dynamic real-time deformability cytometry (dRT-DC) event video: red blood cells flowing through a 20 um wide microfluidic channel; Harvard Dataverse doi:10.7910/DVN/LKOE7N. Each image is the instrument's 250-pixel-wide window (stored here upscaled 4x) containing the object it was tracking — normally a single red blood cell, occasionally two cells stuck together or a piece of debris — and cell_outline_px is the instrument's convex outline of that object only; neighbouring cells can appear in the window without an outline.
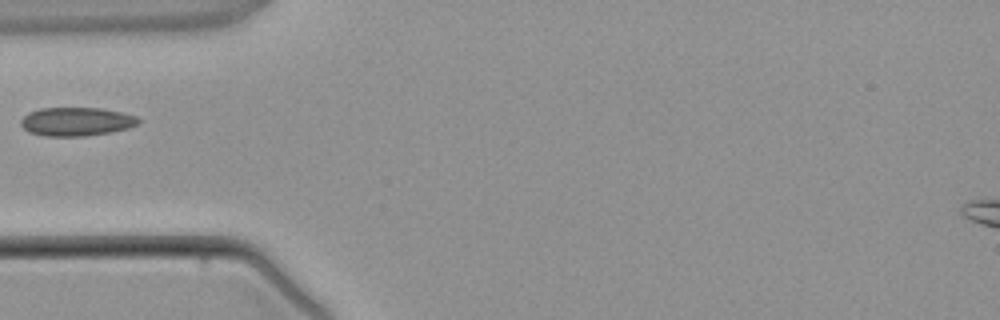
{"species": "common noctule bat (a hibernating species)", "species_latin": "Nyctalus noctula", "temperature_condition": "warm", "stored_images_in_passage": 1, "camera_frame_rate_fps": 3000, "um_per_image_px": 0.085, "animal": {"sex": "male", "body_mass_g": 21.5, "forearm_length_mm": 52.0}, "frame": {"image": 1, "passage_image": 1, "time_ms": 0.0, "image_size_px": [1000, 320], "cell_outline_px": [[140, 120], [136, 124], [128, 128], [112, 132], [84, 136], [44, 136], [28, 132], [20, 124], [20, 120], [28, 112], [40, 108], [100, 108], [120, 112], [136, 116]], "centroid_in_image_um": [6.45, 10.34], "position_along_channel_um": 78.5, "area_um2": 19.59}}